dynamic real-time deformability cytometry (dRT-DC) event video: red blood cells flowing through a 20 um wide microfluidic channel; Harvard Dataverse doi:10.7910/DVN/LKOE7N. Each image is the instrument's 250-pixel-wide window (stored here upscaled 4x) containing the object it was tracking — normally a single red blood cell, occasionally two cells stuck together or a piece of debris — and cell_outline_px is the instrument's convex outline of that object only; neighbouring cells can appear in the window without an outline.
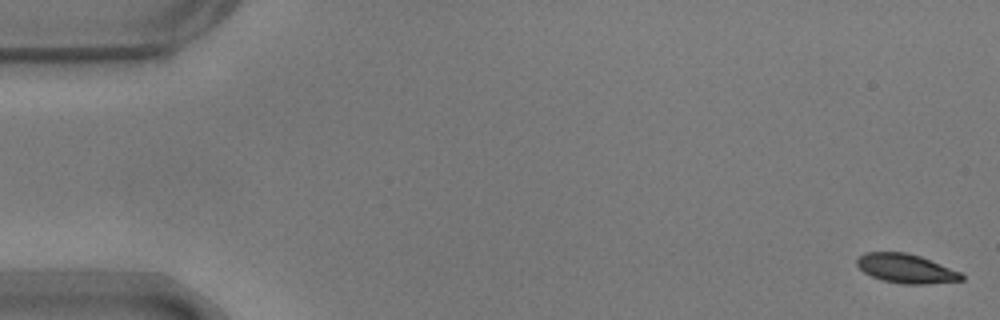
{"species": "common noctule bat (a hibernating species)", "species_latin": "Nyctalus noctula", "temperature_condition": "warm", "stored_images_in_passage": 55, "camera_frame_rate_fps": 3000, "um_per_image_px": 0.085, "animal": {"sex": "male", "body_mass_g": 17.9}, "frame": {"image": 1, "passage_image": 1, "time_ms": 0.0, "image_size_px": [1000, 320], "cell_outline_px": [[964, 280], [924, 284], [900, 284], [880, 280], [864, 272], [856, 264], [856, 260], [864, 252], [908, 252], [920, 256], [960, 272], [964, 276]], "centroid_in_image_um": [76.99, 22.83], "position_along_channel_um": 8.0, "area_um2": 17.74}}
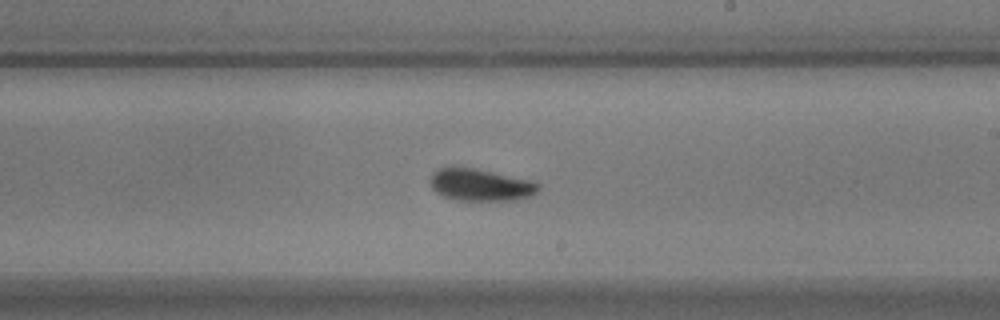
{"frame": {"image": 2, "passage_image": 32, "time_ms": 10.333, "image_size_px": [1000, 320], "cell_outline_px": [[540, 188], [532, 196], [516, 200], [456, 200], [444, 196], [436, 192], [432, 188], [428, 180], [432, 172], [440, 168], [472, 168], [528, 180], [540, 184]], "centroid_in_image_um": [40.81, 15.73], "position_along_channel_um": 248.2, "area_um2": 19.94}}
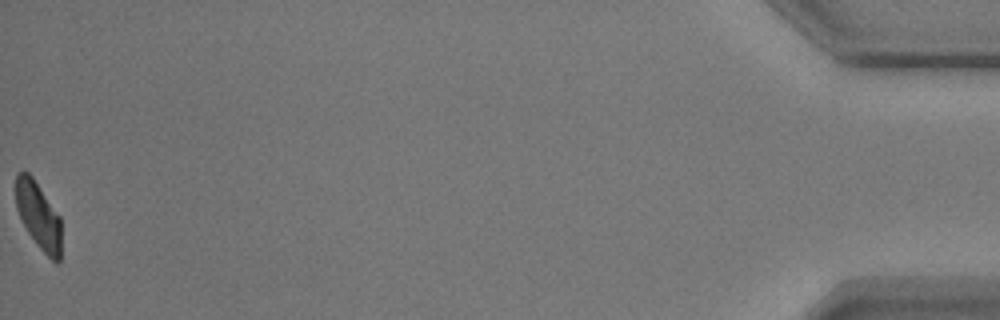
{"frame": {"image": 3, "passage_image": 55, "time_ms": 18.0, "image_size_px": [1000, 320], "cell_outline_px": [[60, 260], [56, 264], [40, 248], [28, 232], [16, 208], [16, 172], [28, 172], [32, 176], [60, 216]], "centroid_in_image_um": [3.27, 18.31], "position_along_channel_um": 431.9, "area_um2": 17.46}, "authors_computed_cell_mechanics": {"area_um2": 19.4208, "velocity_mm_per_s": 3.6871, "shape_relaxation_time_tau1_ms": 2.9707, "shape_relaxation_time_tau2_ms": 3.0077, "deformation_change_tau1": 0.1057, "deformation_change_tau2": 0.0633}}